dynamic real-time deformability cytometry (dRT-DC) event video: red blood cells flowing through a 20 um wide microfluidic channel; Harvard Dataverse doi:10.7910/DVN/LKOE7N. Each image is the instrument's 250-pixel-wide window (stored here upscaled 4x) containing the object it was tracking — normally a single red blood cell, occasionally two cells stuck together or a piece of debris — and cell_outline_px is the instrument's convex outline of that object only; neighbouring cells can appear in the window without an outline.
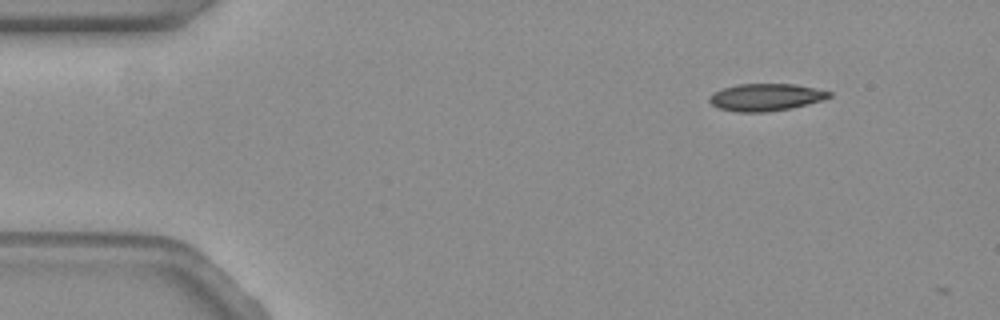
{"species": "common noctule bat (a hibernating species)", "species_latin": "Nyctalus noctula", "temperature_condition": "warm", "stored_images_in_passage": 10, "camera_frame_rate_fps": 3000, "um_per_image_px": 0.085, "animal": {"sex": "female", "body_mass_g": 19.3, "forearm_length_mm": 54.1}, "frame": {"image": 1, "passage_image": 2, "time_ms": 0.333, "image_size_px": [1000, 320], "cell_outline_px": [[832, 96], [820, 100], [792, 108], [768, 112], [736, 112], [720, 108], [712, 104], [708, 100], [708, 96], [712, 92], [736, 84], [792, 84], [832, 92]], "centroid_in_image_um": [65.03, 8.27], "position_along_channel_um": 20.0, "area_um2": 18.9}}